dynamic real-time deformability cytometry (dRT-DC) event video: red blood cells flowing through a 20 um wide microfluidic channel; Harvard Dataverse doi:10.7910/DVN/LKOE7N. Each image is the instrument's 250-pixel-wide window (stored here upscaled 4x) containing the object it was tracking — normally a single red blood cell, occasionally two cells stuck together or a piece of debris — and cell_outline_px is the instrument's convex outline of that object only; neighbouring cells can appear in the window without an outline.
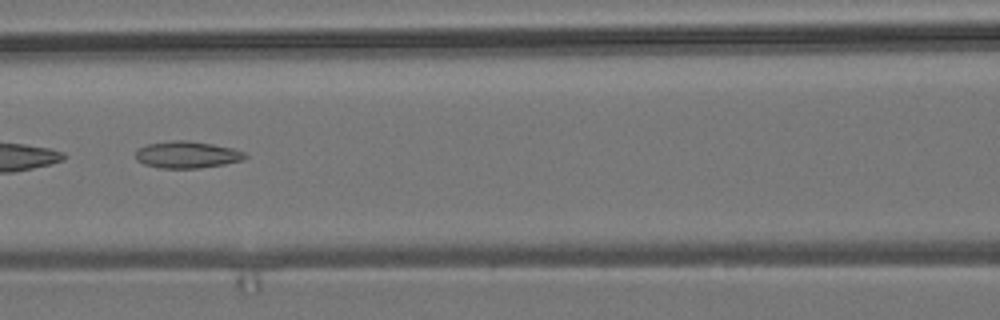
{"species": "common noctule bat (a hibernating species)", "species_latin": "Nyctalus noctula", "temperature_condition": "room temperature", "stored_images_in_passage": 8, "camera_frame_rate_fps": 3000, "um_per_image_px": 0.085, "animal": {"sex": "male", "body_mass_g": 19.2, "forearm_length_mm": 51.8}, "frame": {"image": 1, "passage_image": 7, "time_ms": 2.0, "image_size_px": [1000, 320], "cell_outline_px": [[248, 156], [244, 160], [224, 164], [200, 168], [160, 168], [144, 164], [136, 160], [136, 148], [148, 144], [172, 140], [188, 140], [212, 144], [232, 148], [244, 152]], "centroid_in_image_um": [15.89, 13.15], "position_along_channel_um": 150.7, "area_um2": 17.22}}